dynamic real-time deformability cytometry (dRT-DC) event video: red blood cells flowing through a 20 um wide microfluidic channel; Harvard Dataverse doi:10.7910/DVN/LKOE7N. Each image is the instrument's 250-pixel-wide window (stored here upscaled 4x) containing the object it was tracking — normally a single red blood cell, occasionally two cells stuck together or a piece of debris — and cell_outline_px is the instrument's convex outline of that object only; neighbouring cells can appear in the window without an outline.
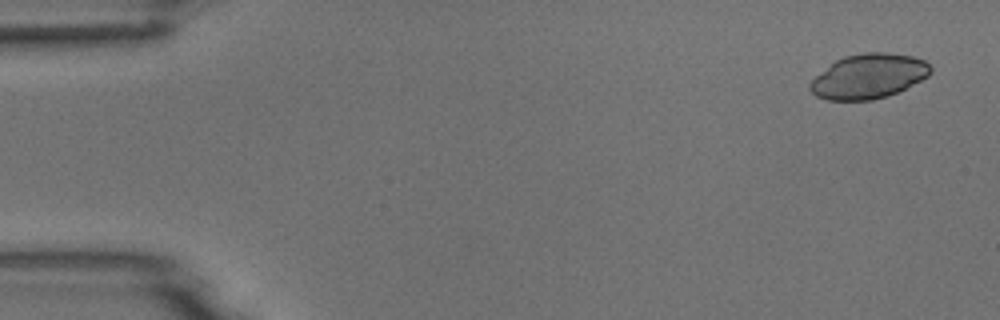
{"species": "common noctule bat (a hibernating species)", "species_latin": "Nyctalus noctula", "temperature_condition": "room temperature", "stored_images_in_passage": 4, "camera_frame_rate_fps": 3000, "um_per_image_px": 0.085, "animal": {"sex": "male", "body_mass_g": 18.8}, "frame": {"image": 1, "passage_image": 1, "time_ms": 0.0, "image_size_px": [1000, 320], "cell_outline_px": [[932, 72], [928, 76], [888, 96], [872, 100], [828, 100], [816, 96], [808, 88], [808, 84], [816, 76], [836, 60], [844, 56], [864, 52], [888, 52], [912, 56], [924, 60], [932, 68]], "centroid_in_image_um": [73.82, 6.48], "position_along_channel_um": 11.2, "area_um2": 31.21}}